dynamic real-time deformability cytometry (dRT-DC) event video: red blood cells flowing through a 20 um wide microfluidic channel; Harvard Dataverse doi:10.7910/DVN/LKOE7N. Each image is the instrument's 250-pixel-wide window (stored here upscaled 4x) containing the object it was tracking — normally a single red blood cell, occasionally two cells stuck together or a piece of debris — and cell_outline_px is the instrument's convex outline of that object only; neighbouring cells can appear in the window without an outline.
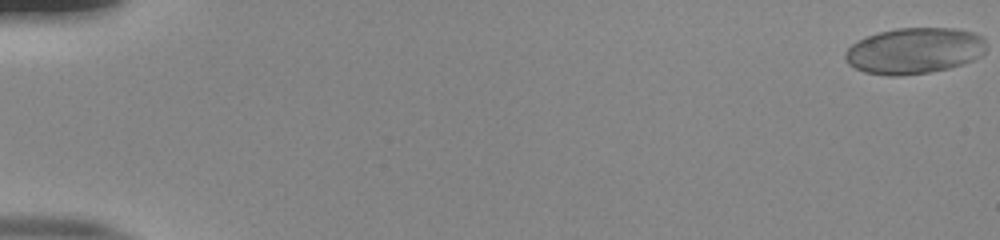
{"species": "human", "species_latin": "Homo sapiens", "temperature_condition": "room temperature", "stored_images_in_passage": 54, "camera_frame_rate_fps": 3000, "um_per_image_px": 0.085, "donor": {"sex": "male"}, "frame": {"image": 1, "passage_image": 1, "time_ms": 0.0, "image_size_px": [1000, 240], "cell_outline_px": [[984, 52], [980, 56], [972, 60], [948, 68], [928, 72], [892, 76], [864, 72], [848, 64], [844, 56], [848, 48], [852, 44], [864, 36], [896, 28], [952, 28], [972, 32], [980, 36], [984, 40]], "centroid_in_image_um": [77.67, 4.3], "position_along_channel_um": 7.3, "area_um2": 37.51}}
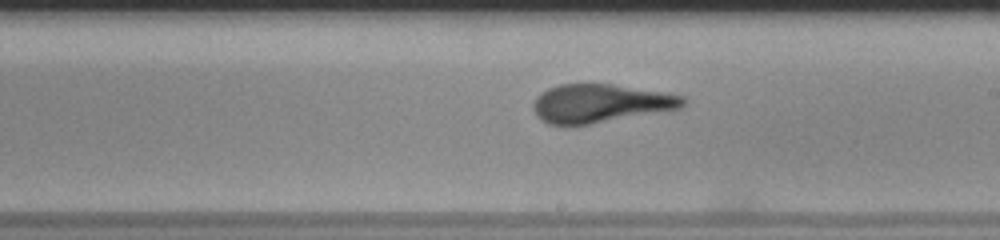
{"frame": {"image": 2, "passage_image": 33, "time_ms": 10.667, "image_size_px": [1000, 240], "cell_outline_px": [[688, 100], [680, 108], [588, 124], [548, 124], [540, 120], [536, 116], [532, 108], [532, 104], [536, 96], [540, 92], [548, 88], [560, 84], [612, 84], [684, 96]], "centroid_in_image_um": [50.96, 8.78], "position_along_channel_um": 238.0, "area_um2": 33.18}}
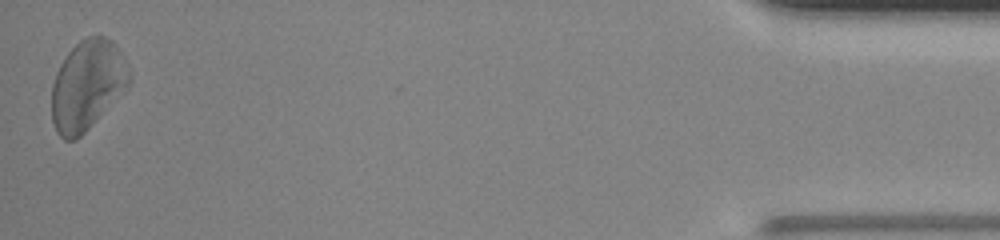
{"frame": {"image": 3, "passage_image": 54, "time_ms": 17.667, "image_size_px": [1000, 240], "cell_outline_px": [[128, 88], [76, 140], [64, 140], [56, 132], [52, 120], [52, 84], [56, 72], [60, 64], [68, 52], [80, 40], [88, 36], [104, 36], [112, 40], [116, 44], [124, 56], [128, 72]], "centroid_in_image_um": [7.4, 7.23], "position_along_channel_um": 427.8, "area_um2": 40.4}}